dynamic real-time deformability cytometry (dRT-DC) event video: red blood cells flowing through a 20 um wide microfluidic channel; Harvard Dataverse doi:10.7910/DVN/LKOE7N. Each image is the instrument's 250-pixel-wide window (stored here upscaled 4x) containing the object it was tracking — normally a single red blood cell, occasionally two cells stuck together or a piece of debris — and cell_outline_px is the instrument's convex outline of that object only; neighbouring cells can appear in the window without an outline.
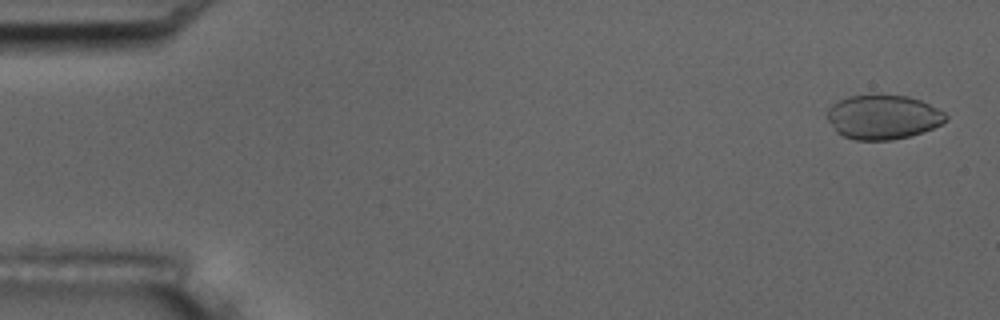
{"species": "common noctule bat (a hibernating species)", "species_latin": "Nyctalus noctula", "temperature_condition": "room temperature", "stored_images_in_passage": 4, "camera_frame_rate_fps": 3000, "um_per_image_px": 0.085, "animal": {"sex": "male", "body_mass_g": 17.5, "forearm_length_mm": 52.3}, "frame": {"image": 1, "passage_image": 1, "time_ms": 0.0, "image_size_px": [1000, 320], "cell_outline_px": [[948, 120], [932, 128], [912, 136], [892, 140], [856, 140], [844, 136], [836, 132], [824, 116], [828, 108], [832, 104], [848, 96], [908, 96], [920, 100], [944, 112], [948, 116]], "centroid_in_image_um": [75.03, 9.97], "position_along_channel_um": 10.0, "area_um2": 30.58}}